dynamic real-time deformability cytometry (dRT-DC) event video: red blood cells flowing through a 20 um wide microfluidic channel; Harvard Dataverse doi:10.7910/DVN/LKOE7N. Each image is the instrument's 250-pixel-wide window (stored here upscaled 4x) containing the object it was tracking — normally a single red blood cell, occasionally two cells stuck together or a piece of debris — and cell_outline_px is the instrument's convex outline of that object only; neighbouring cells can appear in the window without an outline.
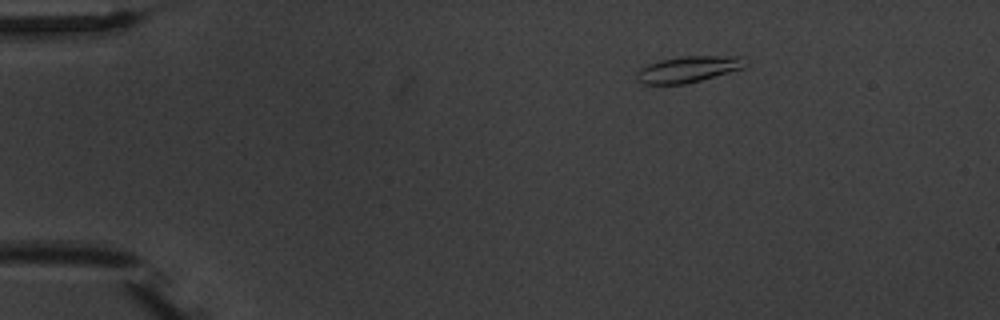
{"species": "common noctule bat (a hibernating species)", "species_latin": "Nyctalus noctula", "temperature_condition": "warm", "stored_images_in_passage": 3, "camera_frame_rate_fps": 3000, "um_per_image_px": 0.085, "animal": {"sex": "male", "body_mass_g": 20.1, "forearm_length_mm": 53.5}, "frame": {"image": 1, "passage_image": 1, "time_ms": 0.0, "image_size_px": [1000, 320], "cell_outline_px": [[748, 64], [744, 68], [700, 80], [684, 84], [644, 84], [640, 80], [636, 72], [640, 68], [660, 60], [684, 56], [744, 56]], "centroid_in_image_um": [58.57, 5.87], "position_along_channel_um": 26.4, "area_um2": 16.42}}